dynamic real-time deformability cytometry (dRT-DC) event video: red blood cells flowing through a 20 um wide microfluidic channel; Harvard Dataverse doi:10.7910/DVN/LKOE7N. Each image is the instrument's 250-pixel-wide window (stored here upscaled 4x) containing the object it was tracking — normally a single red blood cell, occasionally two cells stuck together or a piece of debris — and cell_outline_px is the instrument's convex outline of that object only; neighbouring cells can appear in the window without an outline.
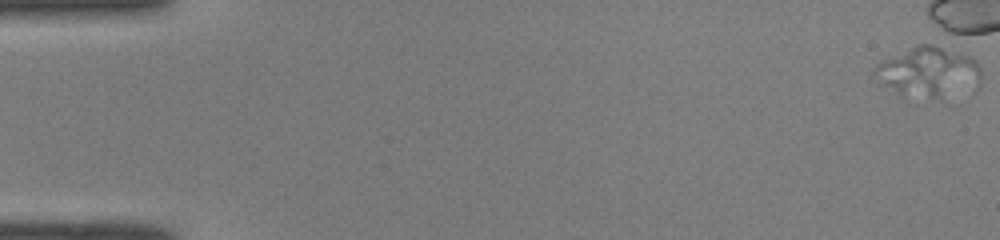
{"species": "common noctule bat (a hibernating species)", "species_latin": "Nyctalus noctula", "temperature_condition": "room temperature", "stored_images_in_passage": 3, "camera_frame_rate_fps": 3000, "um_per_image_px": 0.085, "animal": {"sex": "male", "body_mass_g": 19.0, "forearm_length_mm": 50.8}, "frame": {"image": 1, "passage_image": 1, "time_ms": 0.0, "image_size_px": [1000, 240], "cell_outline_px": [[980, 84], [976, 88], [948, 104], [944, 104], [900, 96], [872, 72], [872, 68], [876, 64], [884, 60], [920, 44], [932, 44], [968, 56], [976, 60], [980, 68]], "centroid_in_image_um": [79.03, 6.27], "position_along_channel_um": 6.0, "area_um2": 32.66}}